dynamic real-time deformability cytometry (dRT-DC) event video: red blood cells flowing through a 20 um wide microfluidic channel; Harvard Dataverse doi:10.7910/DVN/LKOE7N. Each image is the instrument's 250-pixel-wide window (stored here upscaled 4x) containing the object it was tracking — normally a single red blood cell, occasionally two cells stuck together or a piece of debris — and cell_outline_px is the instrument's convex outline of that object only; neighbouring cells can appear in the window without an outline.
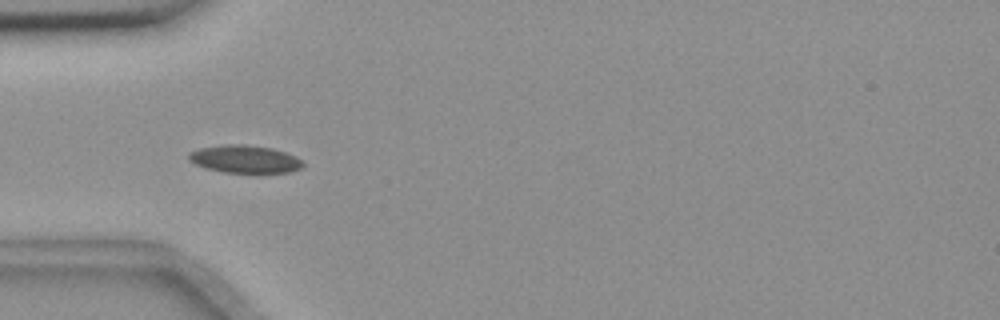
{"species": "common noctule bat (a hibernating species)", "species_latin": "Nyctalus noctula", "temperature_condition": "room temperature", "stored_images_in_passage": 5, "camera_frame_rate_fps": 3000, "um_per_image_px": 0.085, "animal": {"sex": "female", "body_mass_g": 18.4}, "frame": {"image": 1, "passage_image": 4, "time_ms": 3.667, "image_size_px": [1000, 320], "cell_outline_px": [[304, 168], [288, 172], [224, 172], [204, 168], [188, 160], [188, 152], [200, 148], [220, 144], [244, 144], [272, 148], [296, 156], [304, 164]], "centroid_in_image_um": [20.78, 13.51], "position_along_channel_um": 64.2, "area_um2": 18.5}}
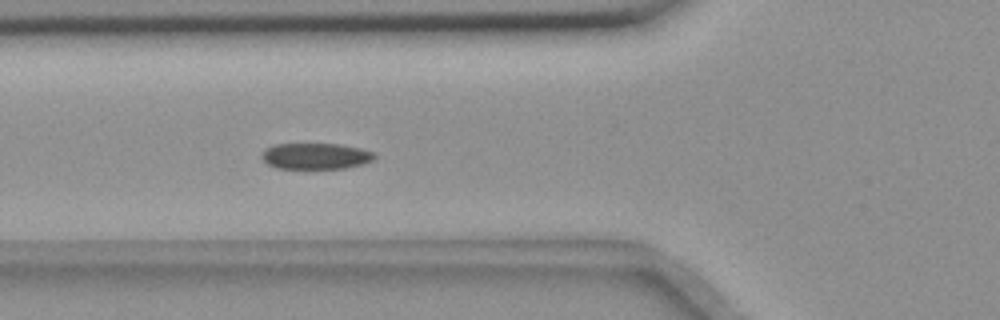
{"frame": {"image": 2, "passage_image": 5, "time_ms": 4.667, "image_size_px": [1000, 320], "cell_outline_px": [[376, 156], [372, 160], [364, 164], [344, 168], [276, 168], [268, 164], [260, 156], [260, 152], [264, 148], [272, 144], [340, 144], [360, 148], [372, 152]], "centroid_in_image_um": [26.78, 13.26], "position_along_channel_um": 99.0, "area_um2": 17.22}}